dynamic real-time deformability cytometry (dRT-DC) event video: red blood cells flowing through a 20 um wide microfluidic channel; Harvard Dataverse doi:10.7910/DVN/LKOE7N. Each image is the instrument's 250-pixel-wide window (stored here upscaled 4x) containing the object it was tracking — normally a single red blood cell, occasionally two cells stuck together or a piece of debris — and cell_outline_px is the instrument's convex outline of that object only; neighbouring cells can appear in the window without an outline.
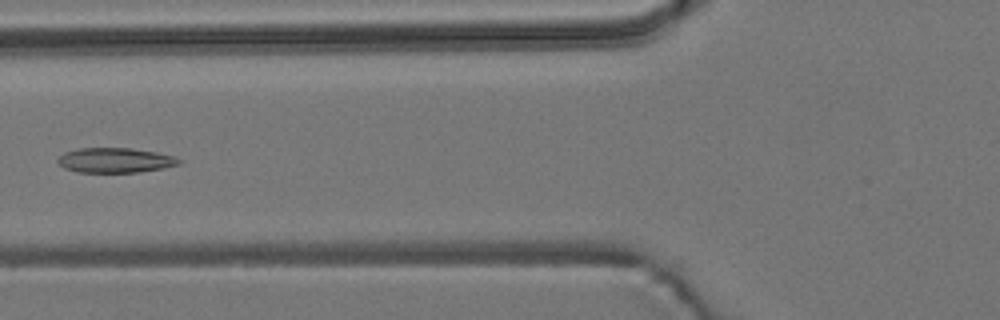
{"species": "common noctule bat (a hibernating species)", "species_latin": "Nyctalus noctula", "temperature_condition": "room temperature", "stored_images_in_passage": 6, "camera_frame_rate_fps": 3000, "um_per_image_px": 0.085, "animal": {"sex": "male", "body_mass_g": 19.2, "forearm_length_mm": 51.8}, "frame": {"image": 1, "passage_image": 6, "time_ms": 1.667, "image_size_px": [1000, 320], "cell_outline_px": [[180, 164], [164, 168], [136, 172], [76, 172], [64, 168], [56, 160], [64, 152], [80, 148], [132, 148], [156, 152], [172, 156], [180, 160]], "centroid_in_image_um": [9.76, 13.62], "position_along_channel_um": 116.0, "area_um2": 17.46}}